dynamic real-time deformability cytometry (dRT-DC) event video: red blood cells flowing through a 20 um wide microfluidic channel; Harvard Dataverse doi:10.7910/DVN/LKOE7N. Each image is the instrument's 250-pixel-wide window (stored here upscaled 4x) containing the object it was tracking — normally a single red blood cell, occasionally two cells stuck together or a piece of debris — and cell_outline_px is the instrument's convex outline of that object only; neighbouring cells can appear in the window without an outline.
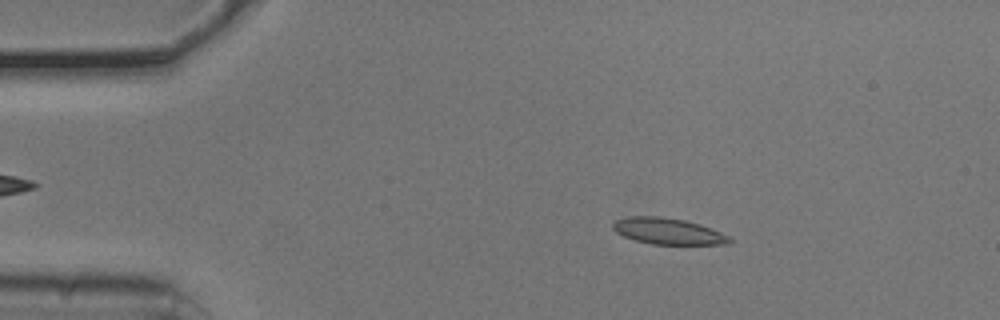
{"species": "common noctule bat (a hibernating species)", "species_latin": "Nyctalus noctula", "temperature_condition": "cold", "stored_images_in_passage": 52, "camera_frame_rate_fps": 3000, "um_per_image_px": 0.085, "animal": {"sex": "male", "body_mass_g": 20.5, "forearm_length_mm": 52.5}, "frame": {"image": 1, "passage_image": 8, "time_ms": 2.333, "image_size_px": [1000, 320], "cell_outline_px": [[732, 240], [728, 244], [652, 244], [636, 240], [624, 236], [616, 232], [612, 228], [612, 224], [616, 220], [628, 216], [656, 216], [684, 220], [700, 224], [712, 228], [728, 236]], "centroid_in_image_um": [56.77, 19.65], "position_along_channel_um": 28.2, "area_um2": 17.69}}
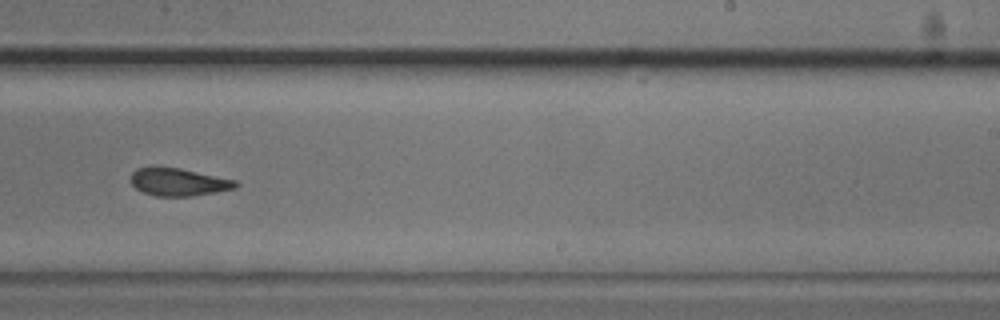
{"frame": {"image": 2, "passage_image": 32, "time_ms": 10.333, "image_size_px": [1000, 320], "cell_outline_px": [[240, 184], [236, 188], [216, 192], [192, 196], [156, 196], [144, 192], [136, 188], [132, 184], [132, 172], [136, 168], [152, 164], [180, 168], [236, 180]], "centroid_in_image_um": [15.15, 15.44], "position_along_channel_um": 273.8, "area_um2": 17.28}}
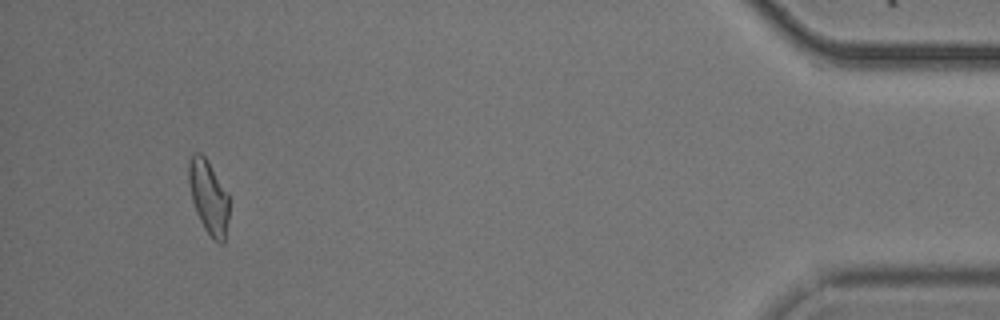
{"frame": {"image": 3, "passage_image": 49, "time_ms": 16.0, "image_size_px": [1000, 320], "cell_outline_px": [[228, 220], [224, 244], [220, 244], [204, 228], [196, 212], [192, 200], [188, 180], [188, 160], [192, 152], [200, 152], [208, 160], [228, 192]], "centroid_in_image_um": [17.72, 16.69], "position_along_channel_um": 417.5, "area_um2": 17.46}, "authors_computed_cell_mechanics": {"area_um2": 17.629, "velocity_mm_per_s": 3.7798, "shape_relaxation_time_tau1_ms": 8.8602, "shape_relaxation_time_tau2_ms": 3.9398, "deformation_change_tau1": 0.1969, "deformation_change_tau2": 0.1017}}